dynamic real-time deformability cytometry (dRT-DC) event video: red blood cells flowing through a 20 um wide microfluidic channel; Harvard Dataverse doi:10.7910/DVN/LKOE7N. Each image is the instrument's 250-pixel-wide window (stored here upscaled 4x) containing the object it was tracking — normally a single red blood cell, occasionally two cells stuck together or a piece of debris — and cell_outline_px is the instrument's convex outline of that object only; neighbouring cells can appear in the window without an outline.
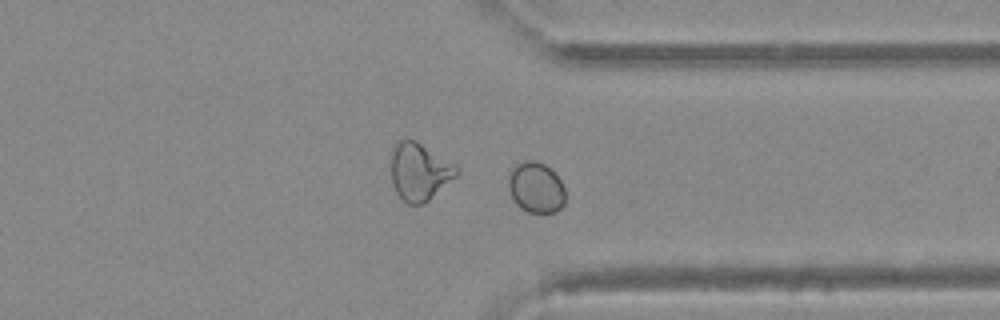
{"species": "Egyptian fruit bat (a non-hibernating species)", "species_latin": "Rousettus aegyptiacus", "temperature_condition": "warm", "stored_images_in_passage": 44, "camera_frame_rate_fps": 3000, "um_per_image_px": 0.085, "animal": {"sex": "female"}, "frame": {"image": 1, "passage_image": 38, "time_ms": 12.333, "image_size_px": [1000, 320], "cell_outline_px": [[564, 204], [556, 212], [528, 212], [520, 208], [516, 204], [508, 188], [508, 176], [512, 168], [516, 164], [524, 160], [532, 160], [544, 164], [560, 180], [564, 188]], "centroid_in_image_um": [45.53, 15.94], "position_along_channel_um": 365.9, "area_um2": 16.7}}